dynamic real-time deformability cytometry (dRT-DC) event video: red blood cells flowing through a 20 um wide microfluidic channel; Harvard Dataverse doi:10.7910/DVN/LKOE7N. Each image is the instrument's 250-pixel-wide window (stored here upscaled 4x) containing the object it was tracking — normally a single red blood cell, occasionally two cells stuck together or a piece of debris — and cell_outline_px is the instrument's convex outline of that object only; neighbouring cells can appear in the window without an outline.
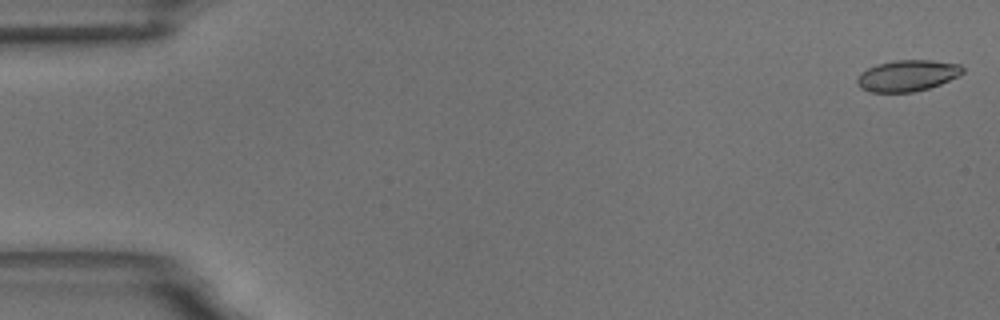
{"species": "common noctule bat (a hibernating species)", "species_latin": "Nyctalus noctula", "temperature_condition": "room temperature", "stored_images_in_passage": 17, "camera_frame_rate_fps": 3000, "um_per_image_px": 0.085, "animal": {"sex": "male", "body_mass_g": 18.8}, "frame": {"image": 1, "passage_image": 1, "time_ms": 0.0, "image_size_px": [1000, 320], "cell_outline_px": [[964, 72], [960, 76], [940, 84], [928, 88], [912, 92], [868, 92], [860, 88], [856, 84], [856, 80], [860, 72], [876, 64], [896, 60], [932, 60], [960, 64], [964, 68]], "centroid_in_image_um": [77.12, 6.43], "position_along_channel_um": 7.9, "area_um2": 19.42}}
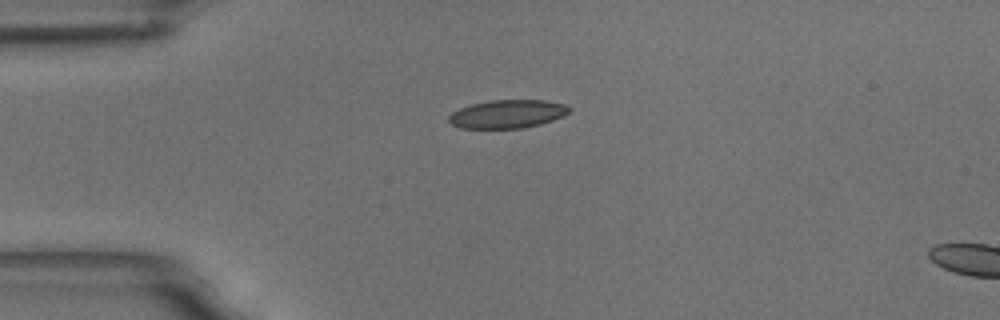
{"frame": {"image": 2, "passage_image": 14, "time_ms": 4.333, "image_size_px": [1000, 320], "cell_outline_px": [[572, 108], [564, 116], [540, 124], [520, 128], [460, 128], [452, 124], [448, 120], [448, 116], [452, 112], [460, 108], [472, 104], [488, 100], [544, 100], [564, 104]], "centroid_in_image_um": [43.13, 9.68], "position_along_channel_um": 41.9, "area_um2": 19.83}}